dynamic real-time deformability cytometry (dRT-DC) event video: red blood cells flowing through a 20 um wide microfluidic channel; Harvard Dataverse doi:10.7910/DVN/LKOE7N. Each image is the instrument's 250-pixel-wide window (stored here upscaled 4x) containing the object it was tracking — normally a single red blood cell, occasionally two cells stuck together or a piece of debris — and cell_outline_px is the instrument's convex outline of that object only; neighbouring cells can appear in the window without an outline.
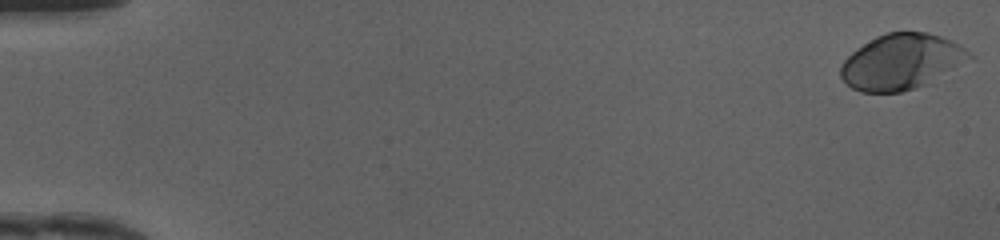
{"species": "human", "species_latin": "Homo sapiens", "temperature_condition": "cold", "stored_images_in_passage": 50, "camera_frame_rate_fps": 3000, "um_per_image_px": 0.085, "donor": {"sex": "female"}, "frame": {"image": 1, "passage_image": 1, "time_ms": 0.0, "image_size_px": [1000, 240], "cell_outline_px": [[976, 56], [924, 84], [900, 92], [860, 92], [852, 88], [840, 76], [840, 68], [844, 60], [856, 48], [876, 36], [888, 32], [928, 32], [952, 40]], "centroid_in_image_um": [76.6, 5.23], "position_along_channel_um": 8.4, "area_um2": 41.1}}
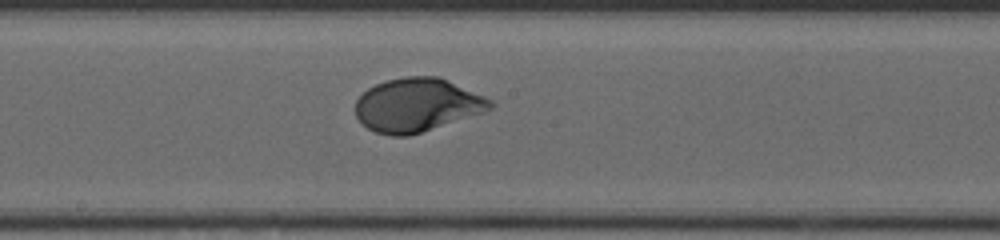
{"frame": {"image": 2, "passage_image": 28, "time_ms": 9.0, "image_size_px": [1000, 240], "cell_outline_px": [[496, 104], [492, 108], [484, 112], [408, 136], [392, 136], [376, 132], [368, 128], [356, 116], [356, 100], [368, 88], [376, 84], [388, 80], [404, 76], [440, 76], [484, 96], [492, 100]], "centroid_in_image_um": [35.47, 8.91], "position_along_channel_um": 212.7, "area_um2": 41.85}}
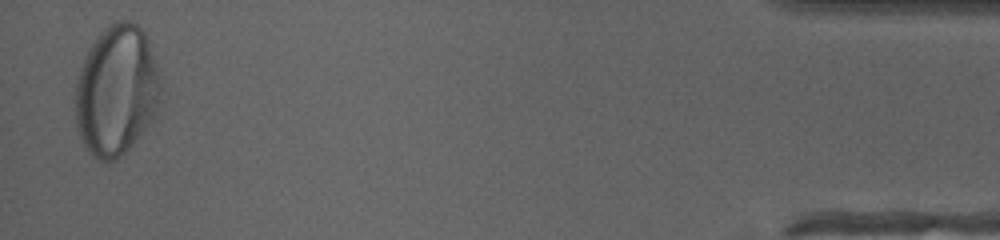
{"frame": {"image": 3, "passage_image": 49, "time_ms": 16.0, "image_size_px": [1000, 240], "cell_outline_px": [[160, 92], [156, 116], [132, 144], [116, 160], [100, 160], [92, 156], [88, 152], [80, 136], [76, 124], [76, 80], [84, 56], [88, 48], [100, 32], [104, 28], [120, 20], [128, 20], [136, 24], [144, 32], [148, 40], [156, 68], [160, 84]], "centroid_in_image_um": [9.88, 7.7], "position_along_channel_um": 425.3, "area_um2": 64.33}, "authors_computed_cell_mechanics": {"area_um2": 41.8761, "velocity_mm_per_s": 4.1511, "shape_relaxation_time_tau1_ms": 3.99, "shape_relaxation_time_tau2_ms": null, "deformation_change_tau1": 0.1865, "deformation_change_tau2": null}}